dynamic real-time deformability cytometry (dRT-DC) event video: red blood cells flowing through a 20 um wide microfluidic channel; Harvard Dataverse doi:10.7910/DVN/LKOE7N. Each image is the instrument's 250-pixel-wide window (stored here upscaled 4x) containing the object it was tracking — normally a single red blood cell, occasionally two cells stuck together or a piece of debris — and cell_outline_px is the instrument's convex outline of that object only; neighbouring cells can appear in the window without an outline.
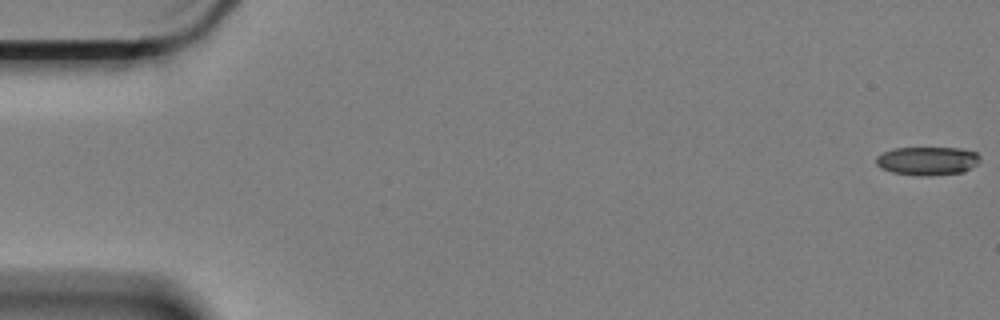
{"species": "Egyptian fruit bat (a non-hibernating species)", "species_latin": "Rousettus aegyptiacus", "temperature_condition": "cold", "stored_images_in_passage": 17, "camera_frame_rate_fps": 3000, "um_per_image_px": 0.085, "animal": {"sex": "female"}, "frame": {"image": 1, "passage_image": 1, "time_ms": 0.0, "image_size_px": [1000, 320], "cell_outline_px": [[980, 160], [976, 164], [964, 172], [932, 176], [920, 176], [892, 172], [880, 168], [876, 164], [876, 156], [884, 152], [896, 148], [960, 148], [976, 152], [980, 156]], "centroid_in_image_um": [78.84, 13.68], "position_along_channel_um": 6.2, "area_um2": 17.34}}
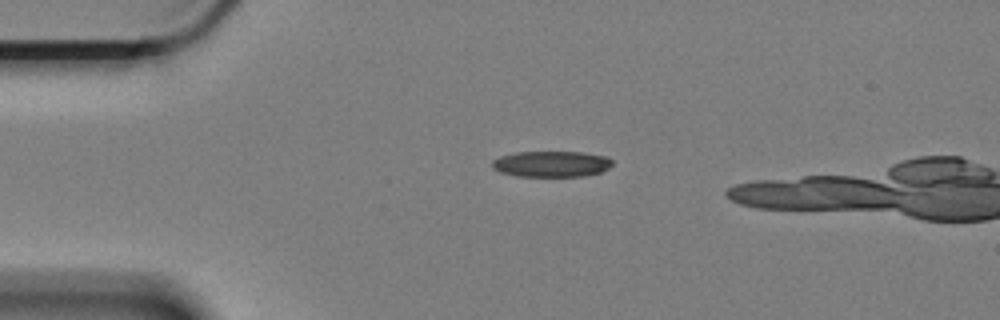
{"frame": {"image": 2, "passage_image": 14, "time_ms": 4.333, "image_size_px": [1000, 320], "cell_outline_px": [[612, 164], [608, 168], [600, 172], [584, 176], [516, 176], [500, 172], [492, 168], [492, 160], [500, 156], [520, 152], [580, 152], [608, 156], [612, 160]], "centroid_in_image_um": [46.87, 13.93], "position_along_channel_um": 38.1, "area_um2": 18.15}}